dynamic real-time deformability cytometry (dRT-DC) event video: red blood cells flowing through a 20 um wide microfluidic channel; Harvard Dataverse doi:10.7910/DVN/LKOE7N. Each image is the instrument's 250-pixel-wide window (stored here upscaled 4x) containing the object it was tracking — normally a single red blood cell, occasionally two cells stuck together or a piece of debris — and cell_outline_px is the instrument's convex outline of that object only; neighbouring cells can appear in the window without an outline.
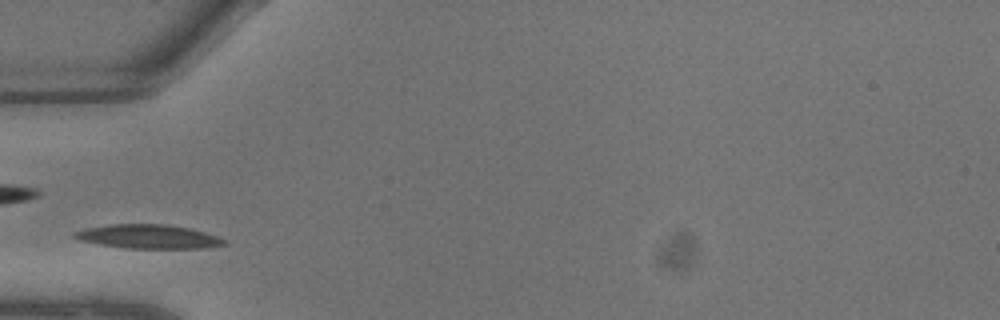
{"species": "common noctule bat (a hibernating species)", "species_latin": "Nyctalus noctula", "temperature_condition": "warm", "stored_images_in_passage": 7, "camera_frame_rate_fps": 3000, "um_per_image_px": 0.085, "animal": {"sex": "male", "body_mass_g": 13.3}, "frame": {"image": 1, "passage_image": 2, "time_ms": 0.333, "image_size_px": [1000, 320], "cell_outline_px": [[228, 244], [208, 248], [124, 248], [100, 244], [80, 240], [72, 236], [72, 232], [84, 228], [108, 224], [168, 224], [188, 228], [204, 232], [228, 240]], "centroid_in_image_um": [12.61, 20.1], "position_along_channel_um": 72.4, "area_um2": 21.04}}
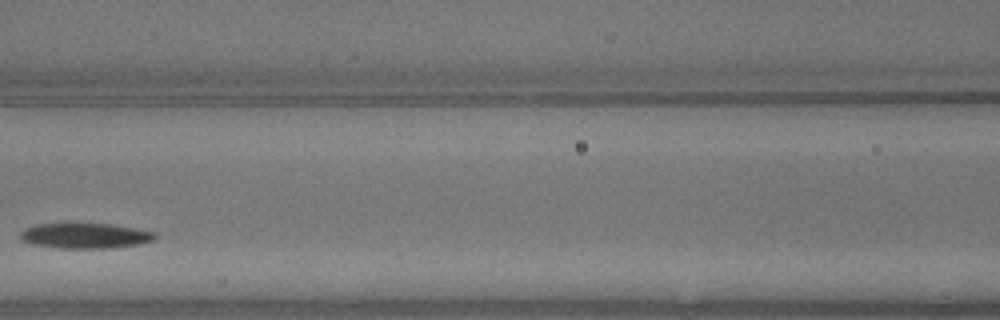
{"frame": {"image": 2, "passage_image": 5, "time_ms": 1.333, "image_size_px": [1000, 320], "cell_outline_px": [[156, 236], [152, 240], [140, 244], [116, 248], [56, 248], [32, 244], [20, 240], [20, 232], [24, 228], [36, 224], [112, 224], [152, 232]], "centroid_in_image_um": [7.17, 20.05], "position_along_channel_um": 159.4, "area_um2": 19.77}}